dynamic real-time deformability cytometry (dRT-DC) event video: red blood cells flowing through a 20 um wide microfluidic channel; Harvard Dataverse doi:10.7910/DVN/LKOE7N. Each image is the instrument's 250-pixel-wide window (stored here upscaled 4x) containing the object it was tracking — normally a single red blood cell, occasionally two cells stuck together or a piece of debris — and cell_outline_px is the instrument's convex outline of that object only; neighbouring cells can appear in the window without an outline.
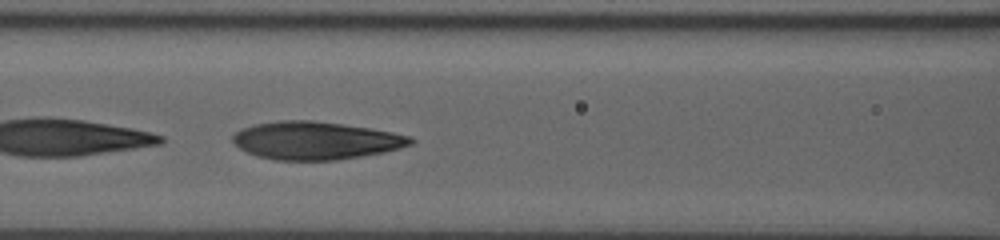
{"species": "human", "species_latin": "Homo sapiens", "temperature_condition": "room temperature", "stored_images_in_passage": 40, "camera_frame_rate_fps": 3000, "um_per_image_px": 0.085, "donor": {"sex": "male"}, "frame": {"image": 1, "passage_image": 13, "time_ms": 4.0, "image_size_px": [1000, 240], "cell_outline_px": [[416, 140], [412, 144], [400, 148], [384, 152], [336, 160], [272, 160], [256, 156], [240, 148], [232, 140], [232, 136], [236, 132], [252, 124], [280, 120], [312, 120], [368, 128], [392, 132], [412, 136]], "centroid_in_image_um": [26.83, 11.94], "position_along_channel_um": 139.8, "area_um2": 39.19}}
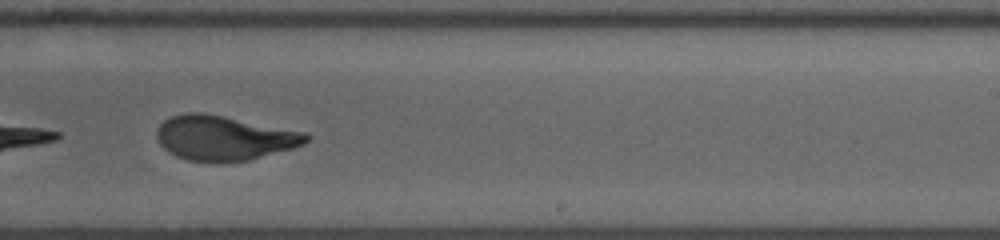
{"frame": {"image": 2, "passage_image": 23, "time_ms": 7.333, "image_size_px": [1000, 240], "cell_outline_px": [[308, 140], [304, 144], [292, 148], [248, 160], [220, 164], [216, 164], [188, 160], [176, 156], [168, 152], [160, 144], [156, 136], [156, 128], [164, 120], [172, 116], [184, 112], [204, 112], [304, 132], [308, 136]], "centroid_in_image_um": [18.98, 11.74], "position_along_channel_um": 270.0, "area_um2": 39.13}}
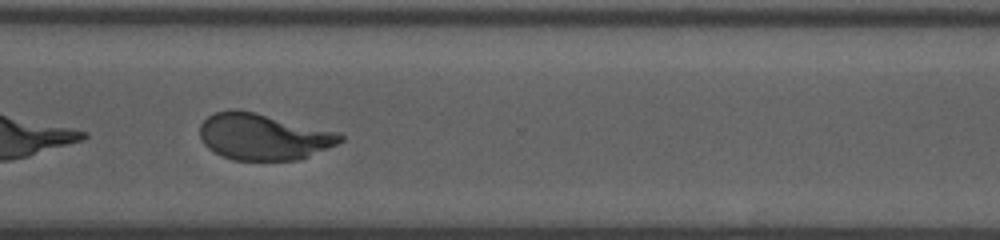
{"frame": {"image": 3, "passage_image": 29, "time_ms": 9.333, "image_size_px": [1000, 240], "cell_outline_px": [[344, 140], [336, 144], [308, 156], [296, 160], [232, 160], [220, 156], [208, 148], [204, 144], [200, 136], [200, 124], [208, 116], [216, 112], [256, 112], [340, 132], [344, 136]], "centroid_in_image_um": [22.41, 11.64], "position_along_channel_um": 348.2, "area_um2": 37.57}}